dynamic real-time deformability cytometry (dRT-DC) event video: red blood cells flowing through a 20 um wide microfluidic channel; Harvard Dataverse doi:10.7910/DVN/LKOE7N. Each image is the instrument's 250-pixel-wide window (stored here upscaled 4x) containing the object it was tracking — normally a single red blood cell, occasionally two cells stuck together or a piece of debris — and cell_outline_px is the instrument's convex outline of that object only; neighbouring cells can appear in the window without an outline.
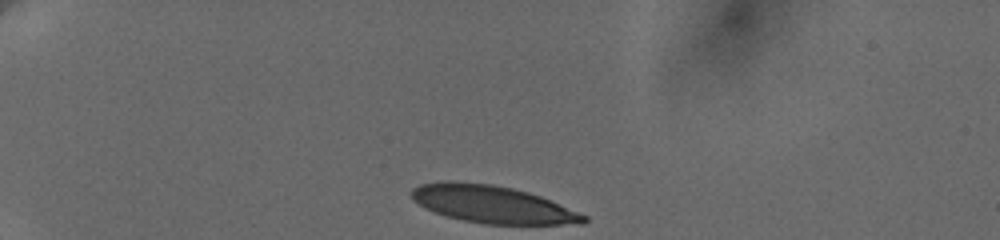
{"species": "human", "species_latin": "Homo sapiens", "temperature_condition": "cold", "stored_images_in_passage": 34, "camera_frame_rate_fps": 3000, "um_per_image_px": 0.085, "donor": {"sex": "female"}, "frame": {"image": 1, "passage_image": 1, "time_ms": 0.0, "image_size_px": [1000, 240], "cell_outline_px": [[588, 220], [584, 224], [484, 224], [464, 220], [432, 212], [424, 208], [412, 200], [408, 192], [412, 188], [420, 184], [444, 180], [452, 180], [492, 184], [512, 188], [528, 192], [540, 196], [588, 216]], "centroid_in_image_um": [41.79, 17.35], "position_along_channel_um": 43.2, "area_um2": 37.86}}
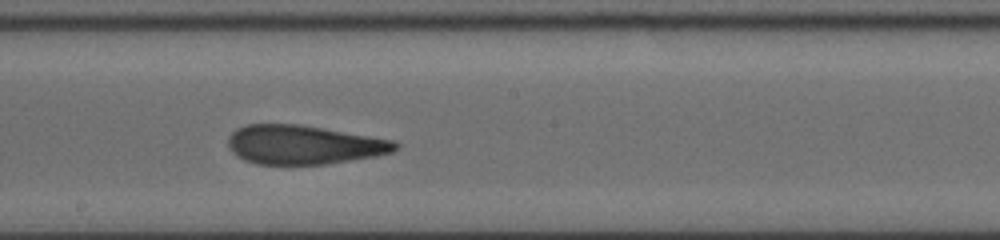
{"frame": {"image": 2, "passage_image": 19, "time_ms": 6.667, "image_size_px": [1000, 240], "cell_outline_px": [[400, 148], [392, 152], [376, 156], [324, 164], [256, 164], [244, 160], [236, 156], [232, 152], [228, 144], [228, 136], [236, 128], [248, 124], [300, 124], [396, 140], [400, 144]], "centroid_in_image_um": [25.83, 12.3], "position_along_channel_um": 222.4, "area_um2": 38.26}}
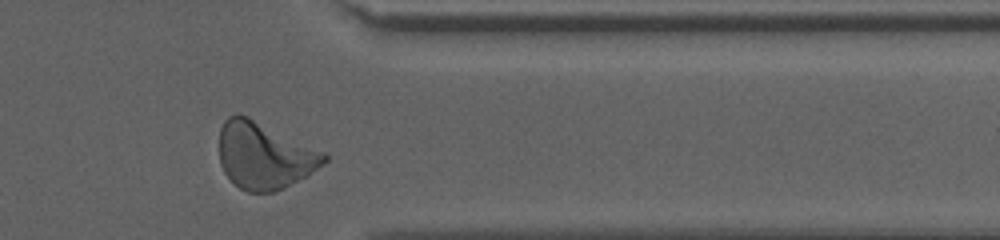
{"frame": {"image": 3, "passage_image": 32, "time_ms": 11.333, "image_size_px": [1000, 240], "cell_outline_px": [[328, 160], [324, 164], [308, 176], [284, 188], [272, 192], [248, 192], [240, 188], [224, 172], [220, 164], [220, 128], [224, 120], [228, 116], [236, 112], [248, 116], [328, 152]], "centroid_in_image_um": [22.52, 13.2], "position_along_channel_um": 388.9, "area_um2": 41.38}, "authors_computed_cell_mechanics": {"area_um2": 39.0728, "velocity_mm_per_s": 3.6463, "shape_relaxation_time_tau1_ms": 4.4093, "shape_relaxation_time_tau2_ms": 1.0671, "deformation_change_tau1": 0.1799, "deformation_change_tau2": 0.0972}}